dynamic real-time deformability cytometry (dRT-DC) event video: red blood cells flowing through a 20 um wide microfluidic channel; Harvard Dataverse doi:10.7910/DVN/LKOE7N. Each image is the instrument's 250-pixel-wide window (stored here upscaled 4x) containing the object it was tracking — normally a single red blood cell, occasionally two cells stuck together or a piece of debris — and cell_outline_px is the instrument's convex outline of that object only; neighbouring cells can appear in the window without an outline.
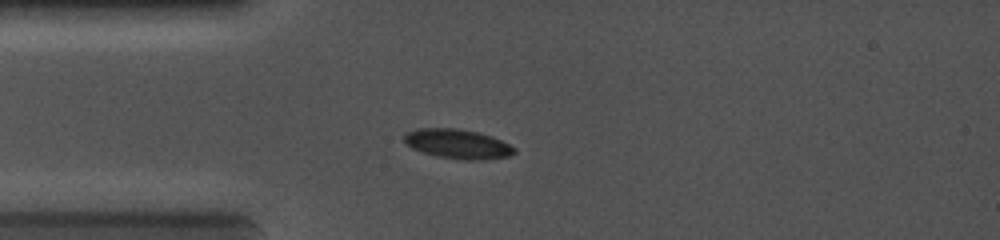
{"species": "common noctule bat (a hibernating species)", "species_latin": "Nyctalus noctula", "temperature_condition": "cold", "stored_images_in_passage": 3, "camera_frame_rate_fps": 5000, "um_per_image_px": 0.085, "animal": {"sex": "female", "body_mass_g": 19.0, "forearm_length_mm": 56.7}, "frame": {"image": 1, "passage_image": 3, "time_ms": 2.4, "image_size_px": [1000, 240], "cell_outline_px": [[516, 152], [508, 156], [480, 160], [464, 160], [436, 156], [412, 148], [404, 140], [404, 136], [408, 132], [416, 128], [456, 128], [480, 132], [492, 136], [516, 148]], "centroid_in_image_um": [38.92, 12.23], "position_along_channel_um": 46.1, "area_um2": 18.84}}